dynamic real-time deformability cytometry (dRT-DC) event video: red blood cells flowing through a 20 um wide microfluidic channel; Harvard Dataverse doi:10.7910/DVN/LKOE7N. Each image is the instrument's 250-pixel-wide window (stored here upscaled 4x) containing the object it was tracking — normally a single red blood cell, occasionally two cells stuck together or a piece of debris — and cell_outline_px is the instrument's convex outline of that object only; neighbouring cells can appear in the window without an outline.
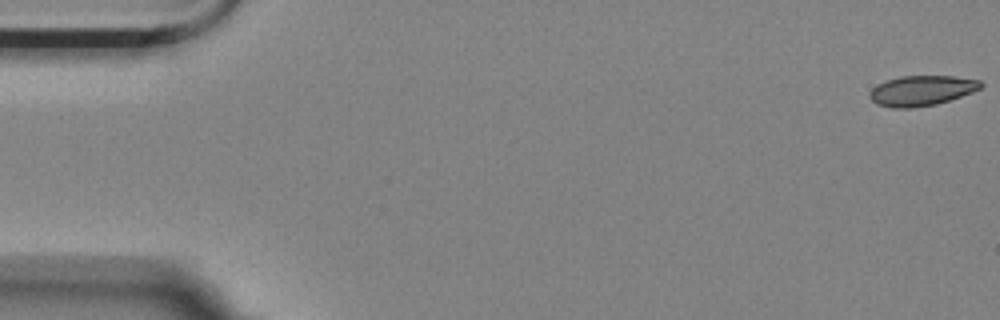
{"species": "Egyptian fruit bat (a non-hibernating species)", "species_latin": "Rousettus aegyptiacus", "temperature_condition": "room temperature", "stored_images_in_passage": 6, "camera_frame_rate_fps": 3000, "um_per_image_px": 0.085, "animal": {"sex": "female"}, "frame": {"image": 1, "passage_image": 1, "time_ms": 0.0, "image_size_px": [1000, 320], "cell_outline_px": [[984, 84], [980, 88], [972, 92], [936, 104], [912, 108], [892, 108], [876, 104], [868, 96], [872, 88], [876, 84], [900, 76], [952, 76], [980, 80]], "centroid_in_image_um": [78.31, 7.7], "position_along_channel_um": 6.7, "area_um2": 19.48}}
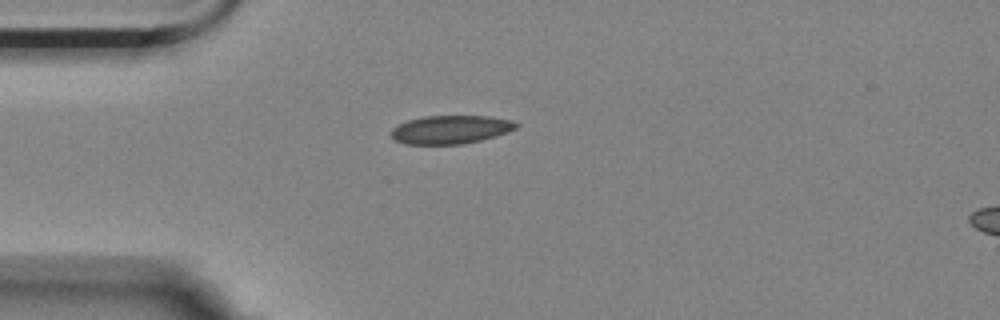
{"frame": {"image": 2, "passage_image": 5, "time_ms": 1.333, "image_size_px": [1000, 320], "cell_outline_px": [[520, 124], [516, 128], [508, 132], [496, 136], [480, 140], [460, 144], [404, 144], [396, 140], [392, 136], [392, 128], [408, 120], [424, 116], [488, 116], [512, 120]], "centroid_in_image_um": [38.33, 11.01], "position_along_channel_um": 46.7, "area_um2": 20.58}}